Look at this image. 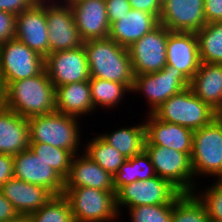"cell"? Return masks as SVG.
<instances>
[{
	"instance_id": "obj_40",
	"label": "cell",
	"mask_w": 222,
	"mask_h": 222,
	"mask_svg": "<svg viewBox=\"0 0 222 222\" xmlns=\"http://www.w3.org/2000/svg\"><path fill=\"white\" fill-rule=\"evenodd\" d=\"M131 8L146 11L155 15L158 19L161 15L162 4L158 0H128Z\"/></svg>"
},
{
	"instance_id": "obj_29",
	"label": "cell",
	"mask_w": 222,
	"mask_h": 222,
	"mask_svg": "<svg viewBox=\"0 0 222 222\" xmlns=\"http://www.w3.org/2000/svg\"><path fill=\"white\" fill-rule=\"evenodd\" d=\"M86 143L83 146L84 154L113 176L127 160L120 152L110 146L99 133Z\"/></svg>"
},
{
	"instance_id": "obj_46",
	"label": "cell",
	"mask_w": 222,
	"mask_h": 222,
	"mask_svg": "<svg viewBox=\"0 0 222 222\" xmlns=\"http://www.w3.org/2000/svg\"><path fill=\"white\" fill-rule=\"evenodd\" d=\"M216 119L222 124V108L216 112Z\"/></svg>"
},
{
	"instance_id": "obj_24",
	"label": "cell",
	"mask_w": 222,
	"mask_h": 222,
	"mask_svg": "<svg viewBox=\"0 0 222 222\" xmlns=\"http://www.w3.org/2000/svg\"><path fill=\"white\" fill-rule=\"evenodd\" d=\"M56 111L75 116L82 120L83 116L96 112L91 99V88L88 81L69 83L55 88Z\"/></svg>"
},
{
	"instance_id": "obj_37",
	"label": "cell",
	"mask_w": 222,
	"mask_h": 222,
	"mask_svg": "<svg viewBox=\"0 0 222 222\" xmlns=\"http://www.w3.org/2000/svg\"><path fill=\"white\" fill-rule=\"evenodd\" d=\"M105 2L110 25L132 9L128 0H105Z\"/></svg>"
},
{
	"instance_id": "obj_39",
	"label": "cell",
	"mask_w": 222,
	"mask_h": 222,
	"mask_svg": "<svg viewBox=\"0 0 222 222\" xmlns=\"http://www.w3.org/2000/svg\"><path fill=\"white\" fill-rule=\"evenodd\" d=\"M206 23L222 22V0H204Z\"/></svg>"
},
{
	"instance_id": "obj_45",
	"label": "cell",
	"mask_w": 222,
	"mask_h": 222,
	"mask_svg": "<svg viewBox=\"0 0 222 222\" xmlns=\"http://www.w3.org/2000/svg\"><path fill=\"white\" fill-rule=\"evenodd\" d=\"M53 1V2H52ZM65 0H33L35 4H61L64 3Z\"/></svg>"
},
{
	"instance_id": "obj_34",
	"label": "cell",
	"mask_w": 222,
	"mask_h": 222,
	"mask_svg": "<svg viewBox=\"0 0 222 222\" xmlns=\"http://www.w3.org/2000/svg\"><path fill=\"white\" fill-rule=\"evenodd\" d=\"M204 188L195 189L194 194L205 205L209 220L222 222V179H216Z\"/></svg>"
},
{
	"instance_id": "obj_23",
	"label": "cell",
	"mask_w": 222,
	"mask_h": 222,
	"mask_svg": "<svg viewBox=\"0 0 222 222\" xmlns=\"http://www.w3.org/2000/svg\"><path fill=\"white\" fill-rule=\"evenodd\" d=\"M29 144L27 118L7 107L0 109V153L14 156L28 149Z\"/></svg>"
},
{
	"instance_id": "obj_38",
	"label": "cell",
	"mask_w": 222,
	"mask_h": 222,
	"mask_svg": "<svg viewBox=\"0 0 222 222\" xmlns=\"http://www.w3.org/2000/svg\"><path fill=\"white\" fill-rule=\"evenodd\" d=\"M35 3L33 0H0V10L18 15L31 9Z\"/></svg>"
},
{
	"instance_id": "obj_43",
	"label": "cell",
	"mask_w": 222,
	"mask_h": 222,
	"mask_svg": "<svg viewBox=\"0 0 222 222\" xmlns=\"http://www.w3.org/2000/svg\"><path fill=\"white\" fill-rule=\"evenodd\" d=\"M6 88L7 86L5 84L4 77L0 72V109H3L5 107Z\"/></svg>"
},
{
	"instance_id": "obj_12",
	"label": "cell",
	"mask_w": 222,
	"mask_h": 222,
	"mask_svg": "<svg viewBox=\"0 0 222 222\" xmlns=\"http://www.w3.org/2000/svg\"><path fill=\"white\" fill-rule=\"evenodd\" d=\"M45 70L54 87L90 79L84 45L70 50L56 51L45 57Z\"/></svg>"
},
{
	"instance_id": "obj_20",
	"label": "cell",
	"mask_w": 222,
	"mask_h": 222,
	"mask_svg": "<svg viewBox=\"0 0 222 222\" xmlns=\"http://www.w3.org/2000/svg\"><path fill=\"white\" fill-rule=\"evenodd\" d=\"M65 187H91L116 192L113 175L92 161L84 152L73 156Z\"/></svg>"
},
{
	"instance_id": "obj_5",
	"label": "cell",
	"mask_w": 222,
	"mask_h": 222,
	"mask_svg": "<svg viewBox=\"0 0 222 222\" xmlns=\"http://www.w3.org/2000/svg\"><path fill=\"white\" fill-rule=\"evenodd\" d=\"M191 166L194 177L222 179V124L215 118L193 131Z\"/></svg>"
},
{
	"instance_id": "obj_33",
	"label": "cell",
	"mask_w": 222,
	"mask_h": 222,
	"mask_svg": "<svg viewBox=\"0 0 222 222\" xmlns=\"http://www.w3.org/2000/svg\"><path fill=\"white\" fill-rule=\"evenodd\" d=\"M30 217L32 222H74L71 205L63 194L53 196Z\"/></svg>"
},
{
	"instance_id": "obj_11",
	"label": "cell",
	"mask_w": 222,
	"mask_h": 222,
	"mask_svg": "<svg viewBox=\"0 0 222 222\" xmlns=\"http://www.w3.org/2000/svg\"><path fill=\"white\" fill-rule=\"evenodd\" d=\"M169 29L159 24L127 49L134 75L155 73L166 66Z\"/></svg>"
},
{
	"instance_id": "obj_14",
	"label": "cell",
	"mask_w": 222,
	"mask_h": 222,
	"mask_svg": "<svg viewBox=\"0 0 222 222\" xmlns=\"http://www.w3.org/2000/svg\"><path fill=\"white\" fill-rule=\"evenodd\" d=\"M14 177L62 195L65 179L48 163L36 156L30 148L13 156Z\"/></svg>"
},
{
	"instance_id": "obj_36",
	"label": "cell",
	"mask_w": 222,
	"mask_h": 222,
	"mask_svg": "<svg viewBox=\"0 0 222 222\" xmlns=\"http://www.w3.org/2000/svg\"><path fill=\"white\" fill-rule=\"evenodd\" d=\"M16 15L0 10V45L15 38Z\"/></svg>"
},
{
	"instance_id": "obj_8",
	"label": "cell",
	"mask_w": 222,
	"mask_h": 222,
	"mask_svg": "<svg viewBox=\"0 0 222 222\" xmlns=\"http://www.w3.org/2000/svg\"><path fill=\"white\" fill-rule=\"evenodd\" d=\"M183 194L170 181L156 175L145 181H135L122 186L115 195L116 207L121 216L124 208L140 205L174 204Z\"/></svg>"
},
{
	"instance_id": "obj_42",
	"label": "cell",
	"mask_w": 222,
	"mask_h": 222,
	"mask_svg": "<svg viewBox=\"0 0 222 222\" xmlns=\"http://www.w3.org/2000/svg\"><path fill=\"white\" fill-rule=\"evenodd\" d=\"M16 214L10 201L0 192V222H6Z\"/></svg>"
},
{
	"instance_id": "obj_7",
	"label": "cell",
	"mask_w": 222,
	"mask_h": 222,
	"mask_svg": "<svg viewBox=\"0 0 222 222\" xmlns=\"http://www.w3.org/2000/svg\"><path fill=\"white\" fill-rule=\"evenodd\" d=\"M190 86V81L175 67L166 65L162 70L149 73L134 75V83L131 93L141 94L149 110L146 114H152L167 99L184 91ZM143 93V94H142Z\"/></svg>"
},
{
	"instance_id": "obj_10",
	"label": "cell",
	"mask_w": 222,
	"mask_h": 222,
	"mask_svg": "<svg viewBox=\"0 0 222 222\" xmlns=\"http://www.w3.org/2000/svg\"><path fill=\"white\" fill-rule=\"evenodd\" d=\"M45 69V58L16 38L0 45V72L6 86L37 76Z\"/></svg>"
},
{
	"instance_id": "obj_28",
	"label": "cell",
	"mask_w": 222,
	"mask_h": 222,
	"mask_svg": "<svg viewBox=\"0 0 222 222\" xmlns=\"http://www.w3.org/2000/svg\"><path fill=\"white\" fill-rule=\"evenodd\" d=\"M156 176L154 166L151 163L146 151L127 159L116 172L114 177V187L116 192L127 184L135 181H145L148 178Z\"/></svg>"
},
{
	"instance_id": "obj_18",
	"label": "cell",
	"mask_w": 222,
	"mask_h": 222,
	"mask_svg": "<svg viewBox=\"0 0 222 222\" xmlns=\"http://www.w3.org/2000/svg\"><path fill=\"white\" fill-rule=\"evenodd\" d=\"M145 115V146H162L182 153H192L193 130L159 120L153 113Z\"/></svg>"
},
{
	"instance_id": "obj_47",
	"label": "cell",
	"mask_w": 222,
	"mask_h": 222,
	"mask_svg": "<svg viewBox=\"0 0 222 222\" xmlns=\"http://www.w3.org/2000/svg\"><path fill=\"white\" fill-rule=\"evenodd\" d=\"M72 1H75V0H65L64 3H70Z\"/></svg>"
},
{
	"instance_id": "obj_1",
	"label": "cell",
	"mask_w": 222,
	"mask_h": 222,
	"mask_svg": "<svg viewBox=\"0 0 222 222\" xmlns=\"http://www.w3.org/2000/svg\"><path fill=\"white\" fill-rule=\"evenodd\" d=\"M5 107L25 118L55 112V87L46 70L37 76L9 83Z\"/></svg>"
},
{
	"instance_id": "obj_22",
	"label": "cell",
	"mask_w": 222,
	"mask_h": 222,
	"mask_svg": "<svg viewBox=\"0 0 222 222\" xmlns=\"http://www.w3.org/2000/svg\"><path fill=\"white\" fill-rule=\"evenodd\" d=\"M0 192L17 213L30 214L44 206L54 195L47 189L15 177L5 182Z\"/></svg>"
},
{
	"instance_id": "obj_17",
	"label": "cell",
	"mask_w": 222,
	"mask_h": 222,
	"mask_svg": "<svg viewBox=\"0 0 222 222\" xmlns=\"http://www.w3.org/2000/svg\"><path fill=\"white\" fill-rule=\"evenodd\" d=\"M166 56V65L175 67L190 81L201 64L196 33L169 30Z\"/></svg>"
},
{
	"instance_id": "obj_3",
	"label": "cell",
	"mask_w": 222,
	"mask_h": 222,
	"mask_svg": "<svg viewBox=\"0 0 222 222\" xmlns=\"http://www.w3.org/2000/svg\"><path fill=\"white\" fill-rule=\"evenodd\" d=\"M27 120L30 143H46L68 150L73 155L83 152L80 151L83 147L80 140V118L55 111L47 115L32 116Z\"/></svg>"
},
{
	"instance_id": "obj_2",
	"label": "cell",
	"mask_w": 222,
	"mask_h": 222,
	"mask_svg": "<svg viewBox=\"0 0 222 222\" xmlns=\"http://www.w3.org/2000/svg\"><path fill=\"white\" fill-rule=\"evenodd\" d=\"M90 78H101L126 84L130 89L134 83V73L128 49L109 37L88 40L83 43Z\"/></svg>"
},
{
	"instance_id": "obj_13",
	"label": "cell",
	"mask_w": 222,
	"mask_h": 222,
	"mask_svg": "<svg viewBox=\"0 0 222 222\" xmlns=\"http://www.w3.org/2000/svg\"><path fill=\"white\" fill-rule=\"evenodd\" d=\"M49 54L83 46L79 30L68 3L45 4Z\"/></svg>"
},
{
	"instance_id": "obj_21",
	"label": "cell",
	"mask_w": 222,
	"mask_h": 222,
	"mask_svg": "<svg viewBox=\"0 0 222 222\" xmlns=\"http://www.w3.org/2000/svg\"><path fill=\"white\" fill-rule=\"evenodd\" d=\"M159 25V19L146 11L131 9L110 25L109 38L128 48Z\"/></svg>"
},
{
	"instance_id": "obj_4",
	"label": "cell",
	"mask_w": 222,
	"mask_h": 222,
	"mask_svg": "<svg viewBox=\"0 0 222 222\" xmlns=\"http://www.w3.org/2000/svg\"><path fill=\"white\" fill-rule=\"evenodd\" d=\"M63 195L71 205L74 222H113L120 218L116 192L91 187H65Z\"/></svg>"
},
{
	"instance_id": "obj_9",
	"label": "cell",
	"mask_w": 222,
	"mask_h": 222,
	"mask_svg": "<svg viewBox=\"0 0 222 222\" xmlns=\"http://www.w3.org/2000/svg\"><path fill=\"white\" fill-rule=\"evenodd\" d=\"M157 176L170 181L182 193L199 188L191 166V154L162 146H145Z\"/></svg>"
},
{
	"instance_id": "obj_19",
	"label": "cell",
	"mask_w": 222,
	"mask_h": 222,
	"mask_svg": "<svg viewBox=\"0 0 222 222\" xmlns=\"http://www.w3.org/2000/svg\"><path fill=\"white\" fill-rule=\"evenodd\" d=\"M47 29L45 4H35L31 9L16 15L15 38L43 58L49 54Z\"/></svg>"
},
{
	"instance_id": "obj_48",
	"label": "cell",
	"mask_w": 222,
	"mask_h": 222,
	"mask_svg": "<svg viewBox=\"0 0 222 222\" xmlns=\"http://www.w3.org/2000/svg\"><path fill=\"white\" fill-rule=\"evenodd\" d=\"M161 4L165 1V0H158Z\"/></svg>"
},
{
	"instance_id": "obj_6",
	"label": "cell",
	"mask_w": 222,
	"mask_h": 222,
	"mask_svg": "<svg viewBox=\"0 0 222 222\" xmlns=\"http://www.w3.org/2000/svg\"><path fill=\"white\" fill-rule=\"evenodd\" d=\"M153 114L159 120L193 131L209 125L216 118V111L197 97L189 87L167 99Z\"/></svg>"
},
{
	"instance_id": "obj_16",
	"label": "cell",
	"mask_w": 222,
	"mask_h": 222,
	"mask_svg": "<svg viewBox=\"0 0 222 222\" xmlns=\"http://www.w3.org/2000/svg\"><path fill=\"white\" fill-rule=\"evenodd\" d=\"M68 4L84 42L109 36L110 23L105 0H75Z\"/></svg>"
},
{
	"instance_id": "obj_26",
	"label": "cell",
	"mask_w": 222,
	"mask_h": 222,
	"mask_svg": "<svg viewBox=\"0 0 222 222\" xmlns=\"http://www.w3.org/2000/svg\"><path fill=\"white\" fill-rule=\"evenodd\" d=\"M135 125L122 126L118 130L99 135L127 159L144 151L146 129L144 121ZM124 127V128H123Z\"/></svg>"
},
{
	"instance_id": "obj_35",
	"label": "cell",
	"mask_w": 222,
	"mask_h": 222,
	"mask_svg": "<svg viewBox=\"0 0 222 222\" xmlns=\"http://www.w3.org/2000/svg\"><path fill=\"white\" fill-rule=\"evenodd\" d=\"M174 204L140 205L126 208L131 222H171Z\"/></svg>"
},
{
	"instance_id": "obj_30",
	"label": "cell",
	"mask_w": 222,
	"mask_h": 222,
	"mask_svg": "<svg viewBox=\"0 0 222 222\" xmlns=\"http://www.w3.org/2000/svg\"><path fill=\"white\" fill-rule=\"evenodd\" d=\"M196 35L201 62L222 64V22L207 23Z\"/></svg>"
},
{
	"instance_id": "obj_41",
	"label": "cell",
	"mask_w": 222,
	"mask_h": 222,
	"mask_svg": "<svg viewBox=\"0 0 222 222\" xmlns=\"http://www.w3.org/2000/svg\"><path fill=\"white\" fill-rule=\"evenodd\" d=\"M14 177L13 156L0 153V189L9 179Z\"/></svg>"
},
{
	"instance_id": "obj_25",
	"label": "cell",
	"mask_w": 222,
	"mask_h": 222,
	"mask_svg": "<svg viewBox=\"0 0 222 222\" xmlns=\"http://www.w3.org/2000/svg\"><path fill=\"white\" fill-rule=\"evenodd\" d=\"M189 88L217 112L222 108V64L201 62Z\"/></svg>"
},
{
	"instance_id": "obj_15",
	"label": "cell",
	"mask_w": 222,
	"mask_h": 222,
	"mask_svg": "<svg viewBox=\"0 0 222 222\" xmlns=\"http://www.w3.org/2000/svg\"><path fill=\"white\" fill-rule=\"evenodd\" d=\"M159 24L170 31L197 33L207 24L204 0H165Z\"/></svg>"
},
{
	"instance_id": "obj_44",
	"label": "cell",
	"mask_w": 222,
	"mask_h": 222,
	"mask_svg": "<svg viewBox=\"0 0 222 222\" xmlns=\"http://www.w3.org/2000/svg\"><path fill=\"white\" fill-rule=\"evenodd\" d=\"M6 222H32L30 214L17 213L13 218Z\"/></svg>"
},
{
	"instance_id": "obj_31",
	"label": "cell",
	"mask_w": 222,
	"mask_h": 222,
	"mask_svg": "<svg viewBox=\"0 0 222 222\" xmlns=\"http://www.w3.org/2000/svg\"><path fill=\"white\" fill-rule=\"evenodd\" d=\"M171 222H211L205 205L194 193H184L173 206Z\"/></svg>"
},
{
	"instance_id": "obj_27",
	"label": "cell",
	"mask_w": 222,
	"mask_h": 222,
	"mask_svg": "<svg viewBox=\"0 0 222 222\" xmlns=\"http://www.w3.org/2000/svg\"><path fill=\"white\" fill-rule=\"evenodd\" d=\"M89 85L91 88V99L95 111L101 109H109L121 106L124 96L131 92V89L123 83L112 82L101 78H90ZM112 108V109H111Z\"/></svg>"
},
{
	"instance_id": "obj_32",
	"label": "cell",
	"mask_w": 222,
	"mask_h": 222,
	"mask_svg": "<svg viewBox=\"0 0 222 222\" xmlns=\"http://www.w3.org/2000/svg\"><path fill=\"white\" fill-rule=\"evenodd\" d=\"M29 148L64 179L68 177L74 156L70 151L46 143H30Z\"/></svg>"
}]
</instances>
